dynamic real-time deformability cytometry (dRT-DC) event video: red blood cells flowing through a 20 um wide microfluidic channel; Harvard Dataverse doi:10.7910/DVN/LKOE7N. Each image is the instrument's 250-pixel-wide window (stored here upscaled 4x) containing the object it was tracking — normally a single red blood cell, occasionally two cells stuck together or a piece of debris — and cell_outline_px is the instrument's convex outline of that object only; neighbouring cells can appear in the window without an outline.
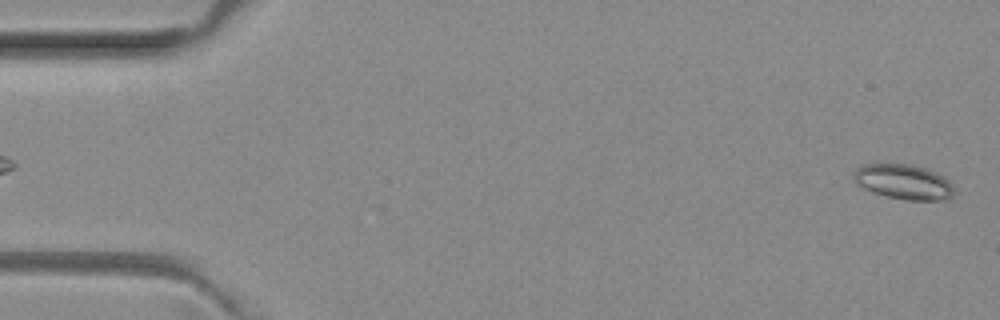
{"species": "common noctule bat (a hibernating species)", "species_latin": "Nyctalus noctula", "temperature_condition": "room temperature", "stored_images_in_passage": 46, "camera_frame_rate_fps": 3000, "um_per_image_px": 0.085, "animal": {"sex": "female", "body_mass_g": 29.2, "forearm_length_mm": 56.3}, "frame": {"image": 1, "passage_image": 1, "time_ms": 0.0, "image_size_px": [1000, 320], "cell_outline_px": [[952, 196], [948, 200], [908, 200], [888, 196], [872, 192], [856, 184], [852, 180], [852, 176], [856, 168], [860, 164], [912, 164], [928, 168], [944, 176], [952, 184]], "centroid_in_image_um": [76.78, 15.44], "position_along_channel_um": 8.2, "area_um2": 20.69}}
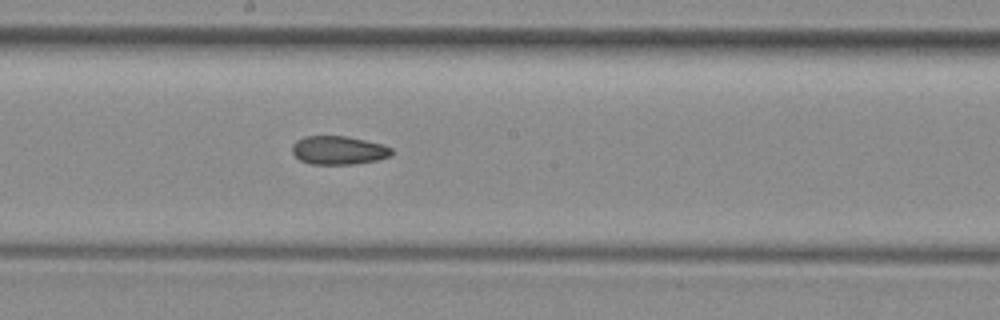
{"frame": {"image": 2, "passage_image": 25, "time_ms": 8.0, "image_size_px": [1000, 320], "cell_outline_px": [[392, 156], [376, 160], [352, 164], [312, 164], [300, 160], [292, 152], [292, 144], [296, 140], [304, 136], [348, 136], [384, 144], [392, 148]], "centroid_in_image_um": [28.79, 12.76], "position_along_channel_um": 219.4, "area_um2": 16.65}}
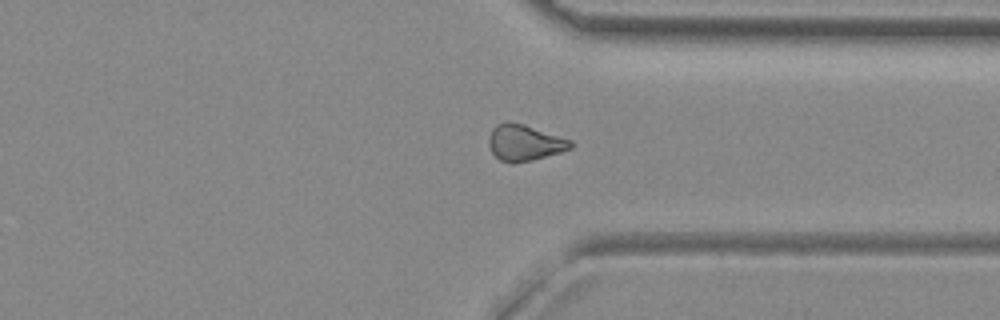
{"frame": {"image": 3, "passage_image": 36, "time_ms": 11.667, "image_size_px": [1000, 320], "cell_outline_px": [[572, 148], [560, 152], [532, 160], [512, 164], [500, 160], [492, 152], [488, 144], [488, 136], [492, 128], [496, 124], [508, 120], [524, 124], [572, 140]], "centroid_in_image_um": [44.55, 12.11], "position_along_channel_um": 366.8, "area_um2": 17.4}}